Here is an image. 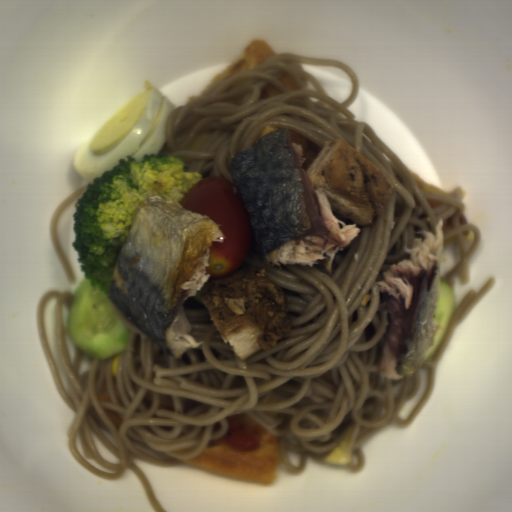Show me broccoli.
Returning a JSON list of instances; mask_svg holds the SVG:
<instances>
[{"mask_svg": "<svg viewBox=\"0 0 512 512\" xmlns=\"http://www.w3.org/2000/svg\"><path fill=\"white\" fill-rule=\"evenodd\" d=\"M203 179L166 152L124 156L95 177L73 214L72 247L89 286L108 300L113 272L136 212L147 195L179 203Z\"/></svg>", "mask_w": 512, "mask_h": 512, "instance_id": "obj_1", "label": "broccoli"}]
</instances>
